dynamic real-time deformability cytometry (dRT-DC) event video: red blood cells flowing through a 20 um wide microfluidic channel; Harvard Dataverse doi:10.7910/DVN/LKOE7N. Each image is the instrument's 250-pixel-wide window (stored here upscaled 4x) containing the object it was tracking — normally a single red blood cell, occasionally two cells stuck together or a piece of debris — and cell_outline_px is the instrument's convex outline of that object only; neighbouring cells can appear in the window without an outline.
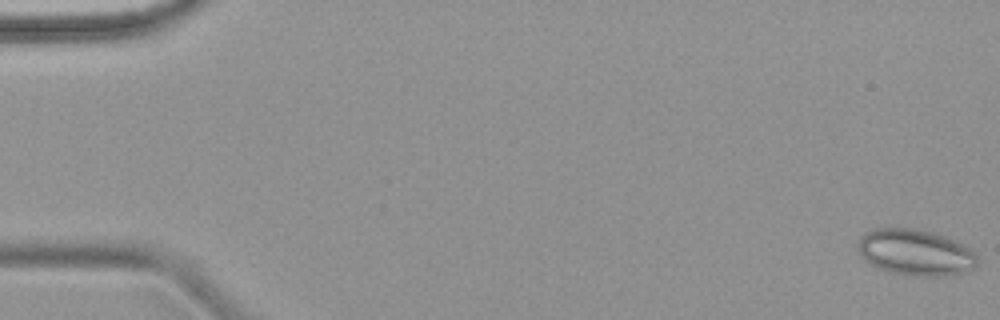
{"species": "common noctule bat (a hibernating species)", "species_latin": "Nyctalus noctula", "temperature_condition": "warm", "stored_images_in_passage": 7, "camera_frame_rate_fps": 3000, "um_per_image_px": 0.085, "animal": {"sex": "female", "body_mass_g": 18.4}, "frame": {"image": 1, "passage_image": 1, "time_ms": 0.0, "image_size_px": [1000, 320], "cell_outline_px": [[976, 264], [972, 268], [964, 272], [944, 276], [916, 276], [896, 272], [880, 268], [864, 260], [856, 248], [856, 244], [860, 236], [864, 232], [876, 228], [916, 228], [932, 232], [944, 236], [968, 248], [976, 256]], "centroid_in_image_um": [77.74, 21.43], "position_along_channel_um": 7.3, "area_um2": 31.79}}
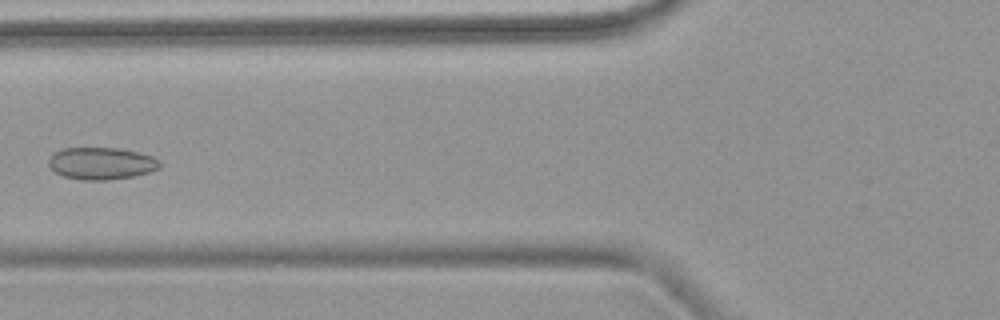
{"frame": {"image": 2, "passage_image": 7, "time_ms": 7.0, "image_size_px": [1000, 320], "cell_outline_px": [[160, 168], [148, 172], [132, 176], [108, 180], [84, 180], [64, 176], [56, 172], [48, 164], [48, 160], [60, 148], [116, 148], [136, 152], [152, 156], [160, 160]], "centroid_in_image_um": [8.62, 13.89], "position_along_channel_um": 117.2, "area_um2": 20.58}}